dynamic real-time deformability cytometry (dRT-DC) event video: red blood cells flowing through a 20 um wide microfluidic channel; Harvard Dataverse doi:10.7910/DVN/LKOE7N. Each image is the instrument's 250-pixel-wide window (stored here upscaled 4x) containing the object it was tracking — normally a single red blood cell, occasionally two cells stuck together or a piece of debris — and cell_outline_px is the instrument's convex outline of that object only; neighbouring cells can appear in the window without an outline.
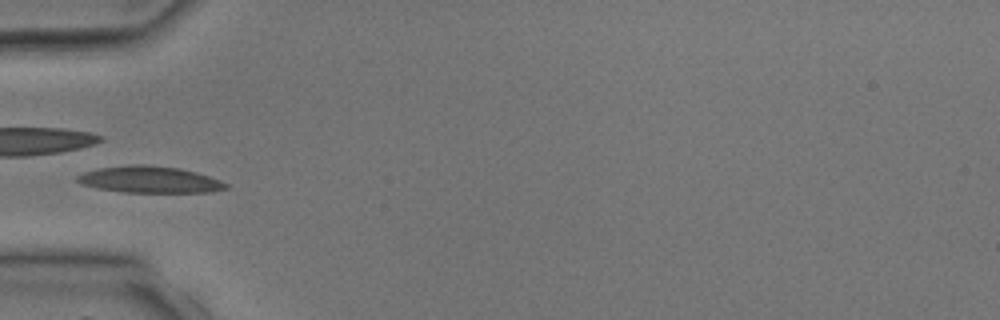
{"species": "common noctule bat (a hibernating species)", "species_latin": "Nyctalus noctula", "temperature_condition": "room temperature", "stored_images_in_passage": 3, "camera_frame_rate_fps": 3000, "um_per_image_px": 0.085, "animal": {"sex": "male", "body_mass_g": 17.9, "forearm_length_mm": 54.2}, "frame": {"image": 1, "passage_image": 3, "time_ms": 2.333, "image_size_px": [1000, 320], "cell_outline_px": [[228, 188], [212, 192], [120, 192], [96, 188], [80, 184], [76, 180], [76, 176], [84, 172], [100, 168], [128, 164], [148, 164], [180, 168], [196, 172], [220, 180], [228, 184]], "centroid_in_image_um": [12.7, 15.26], "position_along_channel_um": 72.3, "area_um2": 23.24}}